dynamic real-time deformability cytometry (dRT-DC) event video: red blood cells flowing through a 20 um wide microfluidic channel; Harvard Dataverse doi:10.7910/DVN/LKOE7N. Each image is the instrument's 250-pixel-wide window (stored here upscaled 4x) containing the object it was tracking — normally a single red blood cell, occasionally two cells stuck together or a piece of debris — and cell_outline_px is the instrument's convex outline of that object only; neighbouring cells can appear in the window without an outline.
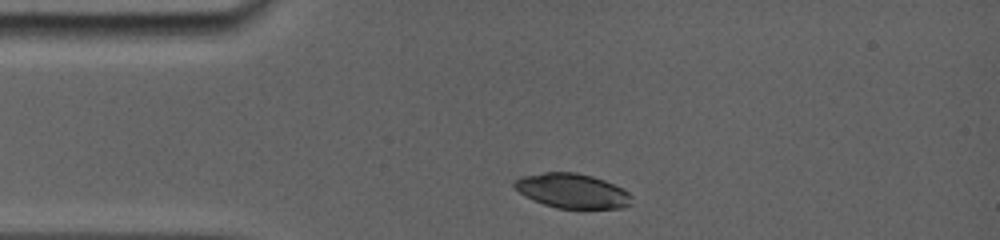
{"species": "common noctule bat (a hibernating species)", "species_latin": "Nyctalus noctula", "temperature_condition": "room temperature", "stored_images_in_passage": 14, "camera_frame_rate_fps": 5000, "um_per_image_px": 0.085, "animal": {"sex": "female", "body_mass_g": 19.0, "forearm_length_mm": 56.7}, "frame": {"image": 1, "passage_image": 1, "time_ms": 0.0, "image_size_px": [1000, 240], "cell_outline_px": [[632, 204], [624, 208], [580, 212], [556, 208], [532, 200], [520, 192], [512, 184], [512, 180], [520, 176], [544, 172], [576, 172], [592, 176], [604, 180], [624, 188], [632, 196]], "centroid_in_image_um": [48.69, 16.28], "position_along_channel_um": 36.3, "area_um2": 24.85}}
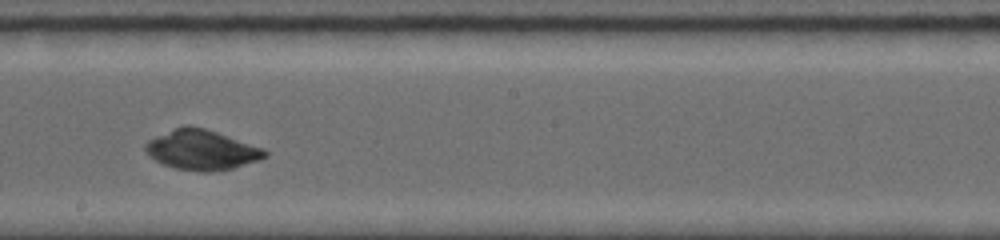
{"frame": {"image": 2, "passage_image": 8, "time_ms": 5.8, "image_size_px": [1000, 240], "cell_outline_px": [[268, 156], [260, 160], [232, 168], [212, 172], [200, 172], [176, 168], [164, 164], [156, 160], [144, 148], [144, 144], [148, 140], [156, 136], [184, 124], [188, 124], [204, 128], [264, 148], [268, 152]], "centroid_in_image_um": [17.17, 12.74], "position_along_channel_um": 231.0, "area_um2": 27.69}}
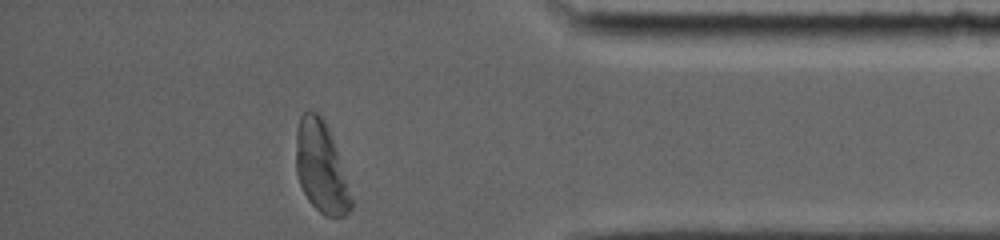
{"frame": {"image": 3, "passage_image": 14, "time_ms": 10.8, "image_size_px": [1000, 240], "cell_outline_px": [[352, 208], [344, 216], [324, 216], [308, 200], [300, 184], [296, 172], [296, 128], [300, 116], [308, 108], [316, 112], [324, 120], [328, 128], [352, 200]], "centroid_in_image_um": [27.24, 14.19], "position_along_channel_um": 408.0, "area_um2": 28.67}, "authors_computed_cell_mechanics": {"area_um2": 26.877, "velocity_mm_per_s": 3.823, "shape_relaxation_time_tau1_ms": 11.1057, "shape_relaxation_time_tau2_ms": null, "deformation_change_tau1": 0.4904, "deformation_change_tau2": null}}